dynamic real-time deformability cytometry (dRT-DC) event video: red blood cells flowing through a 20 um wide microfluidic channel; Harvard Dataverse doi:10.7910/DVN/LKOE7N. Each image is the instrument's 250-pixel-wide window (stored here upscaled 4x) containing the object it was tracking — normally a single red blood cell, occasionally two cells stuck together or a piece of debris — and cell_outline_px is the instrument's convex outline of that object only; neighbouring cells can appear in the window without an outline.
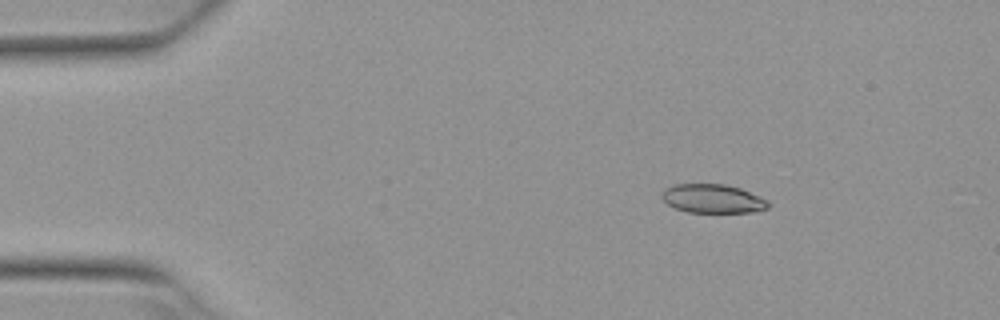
{"species": "Egyptian fruit bat (a non-hibernating species)", "species_latin": "Rousettus aegyptiacus", "temperature_condition": "warm", "stored_images_in_passage": 3, "camera_frame_rate_fps": 3000, "um_per_image_px": 0.085, "animal": {"sex": "female"}, "frame": {"image": 1, "passage_image": 1, "time_ms": 0.0, "image_size_px": [1000, 320], "cell_outline_px": [[772, 204], [768, 208], [752, 212], [688, 212], [676, 208], [668, 204], [660, 196], [664, 188], [672, 184], [724, 184], [740, 188], [768, 200]], "centroid_in_image_um": [60.58, 16.88], "position_along_channel_um": 24.4, "area_um2": 17.92}}